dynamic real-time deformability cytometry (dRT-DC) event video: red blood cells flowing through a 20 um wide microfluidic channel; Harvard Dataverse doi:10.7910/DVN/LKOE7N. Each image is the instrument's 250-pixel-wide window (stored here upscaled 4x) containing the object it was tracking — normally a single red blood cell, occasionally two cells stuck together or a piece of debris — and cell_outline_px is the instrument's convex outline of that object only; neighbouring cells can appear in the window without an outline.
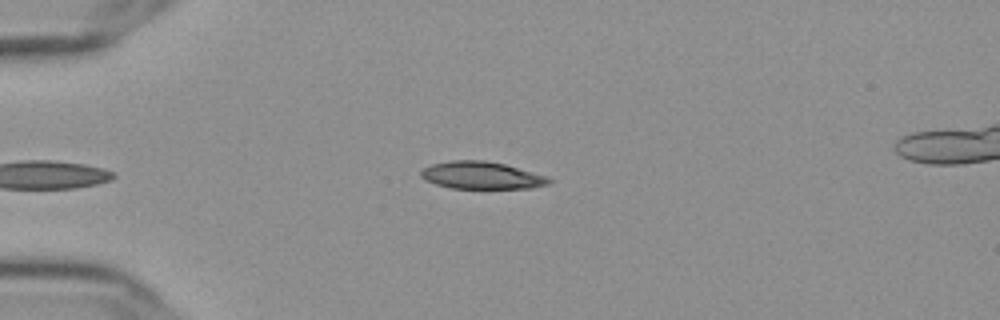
{"species": "Egyptian fruit bat (a non-hibernating species)", "species_latin": "Rousettus aegyptiacus", "temperature_condition": "cold", "stored_images_in_passage": 46, "camera_frame_rate_fps": 3000, "um_per_image_px": 0.085, "frame": {"image": 1, "passage_image": 4, "time_ms": 1.0, "image_size_px": [1000, 320], "cell_outline_px": [[552, 180], [548, 184], [528, 188], [452, 188], [436, 184], [424, 180], [420, 176], [420, 172], [424, 168], [432, 164], [448, 160], [484, 160], [504, 164], [548, 176]], "centroid_in_image_um": [40.91, 14.9], "position_along_channel_um": 44.1, "area_um2": 20.35}}
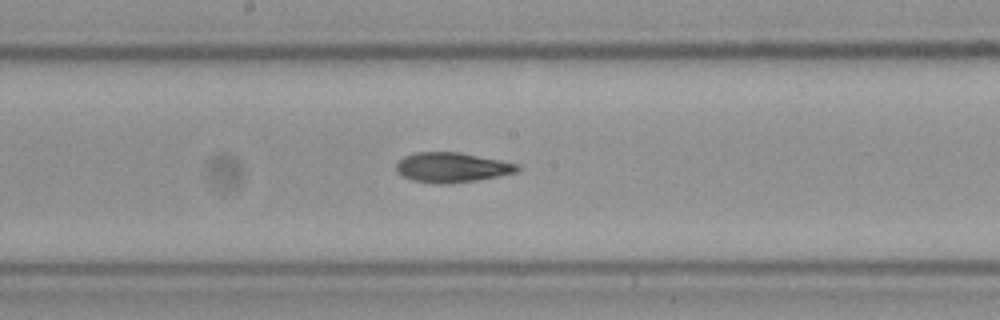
{"frame": {"image": 2, "passage_image": 20, "time_ms": 6.333, "image_size_px": [1000, 320], "cell_outline_px": [[520, 168], [516, 172], [476, 180], [448, 184], [436, 184], [412, 180], [396, 172], [396, 164], [404, 156], [416, 152], [460, 152], [516, 164]], "centroid_in_image_um": [38.35, 14.23], "position_along_channel_um": 209.9, "area_um2": 20.81}}
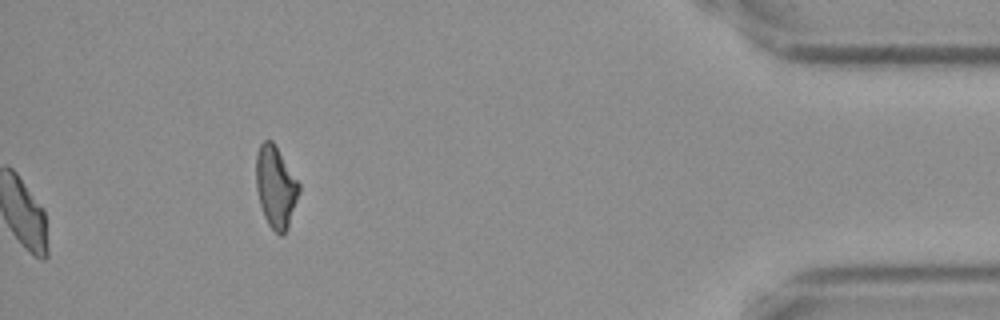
{"frame": {"image": 3, "passage_image": 41, "time_ms": 13.333, "image_size_px": [1000, 320], "cell_outline_px": [[300, 188], [288, 228], [280, 236], [268, 224], [264, 216], [260, 204], [256, 188], [256, 156], [260, 144], [264, 140], [272, 140], [300, 184]], "centroid_in_image_um": [23.42, 15.88], "position_along_channel_um": 411.8, "area_um2": 20.17}, "authors_computed_cell_mechanics": {"area_um2": 20.7791, "velocity_mm_per_s": 3.6254, "shape_relaxation_time_tau1_ms": null, "shape_relaxation_time_tau2_ms": 4.4729, "deformation_change_tau1": null, "deformation_change_tau2": 0.1099}}